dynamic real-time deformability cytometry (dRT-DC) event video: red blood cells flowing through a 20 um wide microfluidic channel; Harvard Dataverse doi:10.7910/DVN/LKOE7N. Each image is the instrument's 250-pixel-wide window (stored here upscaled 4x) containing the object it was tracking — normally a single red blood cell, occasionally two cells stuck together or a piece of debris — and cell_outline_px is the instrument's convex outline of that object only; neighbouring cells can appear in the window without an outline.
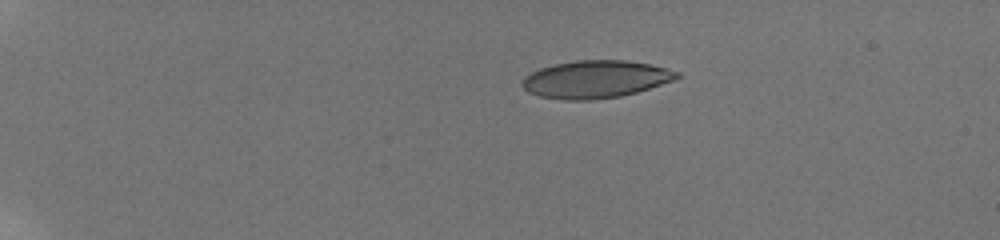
{"species": "human", "species_latin": "Homo sapiens", "temperature_condition": "room temperature", "stored_images_in_passage": 21, "camera_frame_rate_fps": 3000, "um_per_image_px": 0.085, "donor": {"sex": "male"}, "frame": {"image": 1, "passage_image": 1, "time_ms": 0.0, "image_size_px": [1000, 240], "cell_outline_px": [[680, 76], [676, 80], [636, 92], [620, 96], [592, 100], [564, 100], [540, 96], [528, 92], [520, 84], [520, 80], [524, 76], [540, 68], [556, 64], [576, 60], [624, 60], [652, 64], [680, 72]], "centroid_in_image_um": [50.62, 6.74], "position_along_channel_um": 34.4, "area_um2": 33.99}}
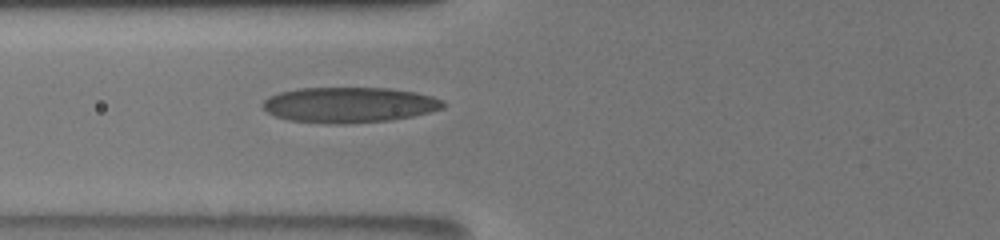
{"frame": {"image": 2, "passage_image": 11, "time_ms": 4.333, "image_size_px": [1000, 240], "cell_outline_px": [[444, 108], [412, 116], [388, 120], [340, 124], [328, 124], [288, 120], [276, 116], [268, 112], [260, 104], [268, 96], [280, 92], [300, 88], [388, 88], [416, 92], [432, 96], [444, 100]], "centroid_in_image_um": [29.66, 8.91], "position_along_channel_um": 96.1, "area_um2": 37.28}}
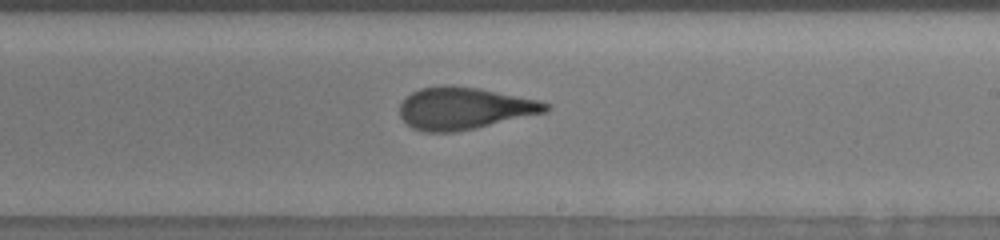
{"frame": {"image": 3, "passage_image": 21, "time_ms": 8.333, "image_size_px": [1000, 240], "cell_outline_px": [[552, 108], [544, 112], [456, 132], [424, 132], [412, 128], [400, 116], [400, 104], [412, 92], [420, 88], [480, 88], [540, 100], [552, 104]], "centroid_in_image_um": [39.49, 9.23], "position_along_channel_um": 249.5, "area_um2": 34.85}}